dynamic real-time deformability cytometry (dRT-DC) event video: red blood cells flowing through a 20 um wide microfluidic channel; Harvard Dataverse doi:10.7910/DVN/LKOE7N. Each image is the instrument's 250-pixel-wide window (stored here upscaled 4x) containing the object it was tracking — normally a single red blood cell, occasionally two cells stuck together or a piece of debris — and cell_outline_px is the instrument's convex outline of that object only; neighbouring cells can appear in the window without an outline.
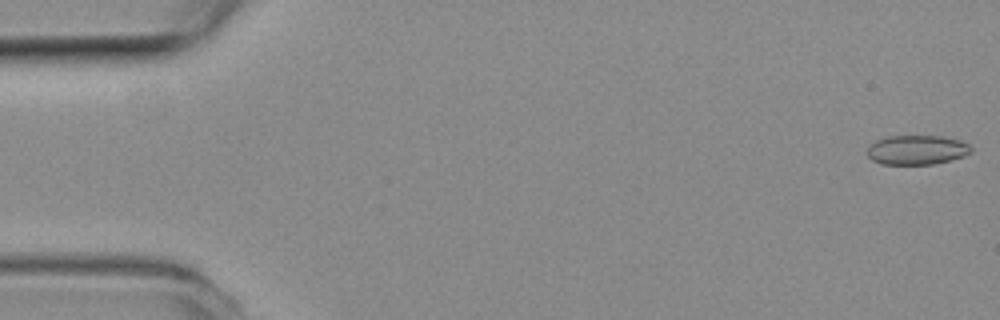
{"species": "common noctule bat (a hibernating species)", "species_latin": "Nyctalus noctula", "temperature_condition": "room temperature", "stored_images_in_passage": 19, "camera_frame_rate_fps": 3000, "um_per_image_px": 0.085, "animal": {"sex": "female", "body_mass_g": 19.3, "forearm_length_mm": 54.1}, "frame": {"image": 1, "passage_image": 1, "time_ms": 0.0, "image_size_px": [1000, 320], "cell_outline_px": [[972, 152], [964, 156], [952, 160], [932, 164], [880, 164], [872, 160], [868, 156], [868, 144], [876, 140], [888, 136], [944, 136], [960, 140], [968, 144], [972, 148]], "centroid_in_image_um": [77.94, 12.74], "position_along_channel_um": 7.1, "area_um2": 17.98}}
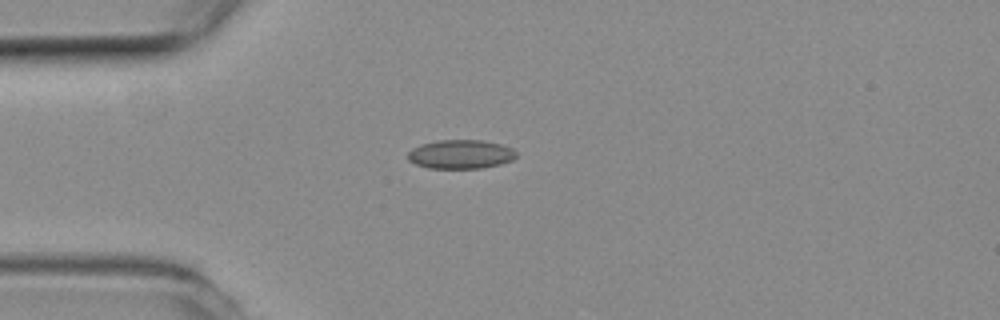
{"frame": {"image": 2, "passage_image": 14, "time_ms": 4.333, "image_size_px": [1000, 320], "cell_outline_px": [[516, 156], [512, 160], [500, 164], [480, 168], [428, 168], [416, 164], [408, 160], [408, 152], [412, 148], [420, 144], [436, 140], [484, 140], [500, 144], [512, 148], [516, 152]], "centroid_in_image_um": [39.14, 13.1], "position_along_channel_um": 45.9, "area_um2": 18.32}}
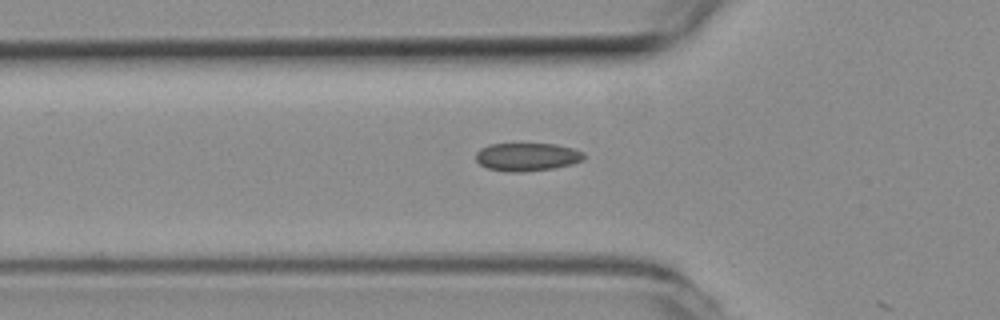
{"frame": {"image": 3, "passage_image": 18, "time_ms": 5.667, "image_size_px": [1000, 320], "cell_outline_px": [[584, 156], [580, 160], [572, 164], [552, 168], [524, 172], [508, 172], [488, 168], [480, 164], [476, 160], [476, 152], [480, 148], [488, 144], [556, 144], [572, 148], [584, 152]], "centroid_in_image_um": [44.76, 13.33], "position_along_channel_um": 81.0, "area_um2": 17.63}}